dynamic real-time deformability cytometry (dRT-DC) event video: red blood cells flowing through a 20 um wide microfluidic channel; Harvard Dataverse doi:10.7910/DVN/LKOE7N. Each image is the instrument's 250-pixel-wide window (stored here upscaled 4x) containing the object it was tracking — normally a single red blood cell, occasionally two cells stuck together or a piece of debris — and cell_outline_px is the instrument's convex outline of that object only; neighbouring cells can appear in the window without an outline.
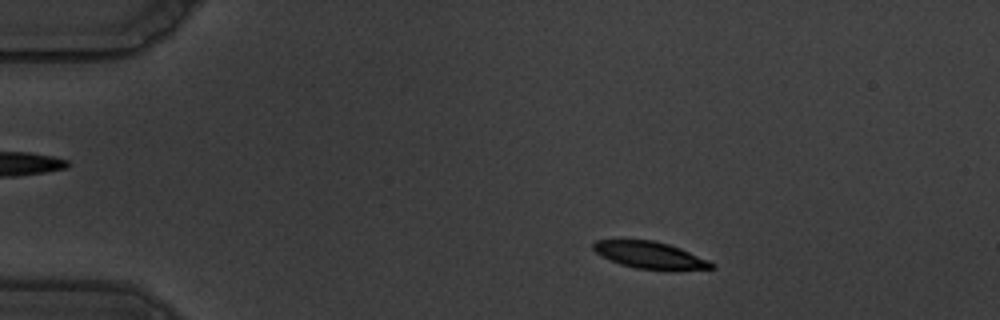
{"species": "common noctule bat (a hibernating species)", "species_latin": "Nyctalus noctula", "temperature_condition": "warm", "stored_images_in_passage": 56, "camera_frame_rate_fps": 3000, "um_per_image_px": 0.085, "animal": {"sex": "male", "body_mass_g": 19.5, "forearm_length_mm": 54.6}, "frame": {"image": 1, "passage_image": 8, "time_ms": 2.333, "image_size_px": [1000, 320], "cell_outline_px": [[716, 268], [668, 272], [636, 268], [620, 264], [596, 252], [592, 248], [592, 244], [596, 240], [652, 240], [668, 244], [680, 248], [708, 260], [716, 264]], "centroid_in_image_um": [55.33, 21.72], "position_along_channel_um": 29.7, "area_um2": 18.84}}
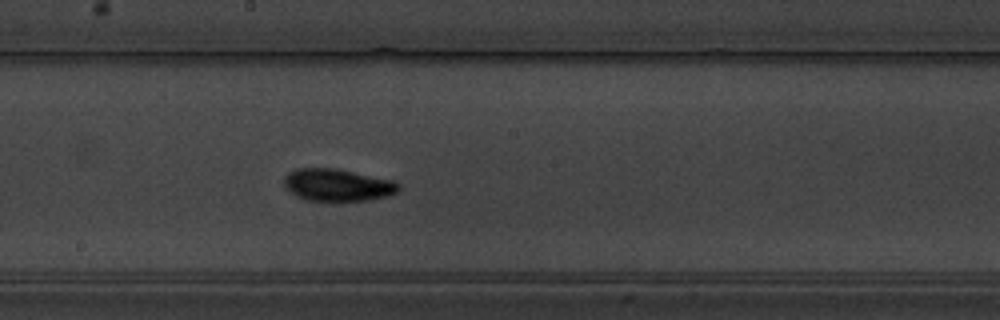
{"frame": {"image": 2, "passage_image": 30, "time_ms": 9.667, "image_size_px": [1000, 320], "cell_outline_px": [[400, 188], [396, 192], [388, 196], [368, 200], [304, 200], [296, 196], [288, 188], [284, 180], [284, 176], [288, 172], [296, 168], [332, 168], [392, 180], [400, 184]], "centroid_in_image_um": [28.68, 15.72], "position_along_channel_um": 219.5, "area_um2": 21.15}}
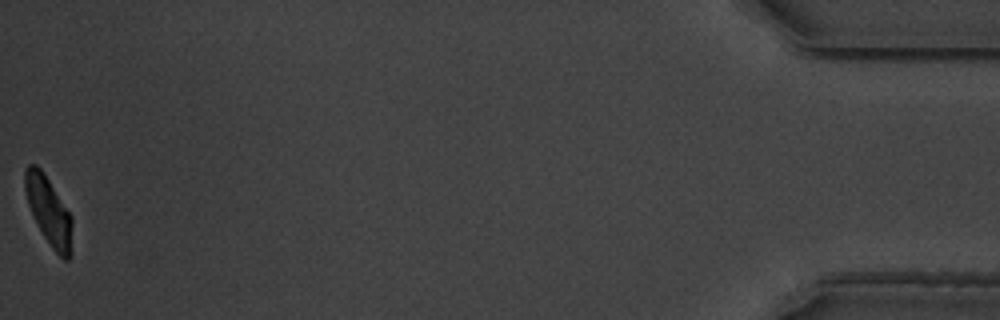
{"frame": {"image": 3, "passage_image": 56, "time_ms": 18.333, "image_size_px": [1000, 320], "cell_outline_px": [[72, 256], [68, 260], [64, 260], [52, 248], [44, 236], [28, 204], [24, 188], [24, 172], [28, 164], [36, 164], [44, 172], [72, 216]], "centroid_in_image_um": [4.17, 17.93], "position_along_channel_um": 431.0, "area_um2": 18.79}, "authors_computed_cell_mechanics": {"area_um2": 19.9699, "velocity_mm_per_s": 3.4911, "shape_relaxation_time_tau1_ms": 3.35, "shape_relaxation_time_tau2_ms": 3.0088, "deformation_change_tau1": 0.1642, "deformation_change_tau2": 0.0516}}